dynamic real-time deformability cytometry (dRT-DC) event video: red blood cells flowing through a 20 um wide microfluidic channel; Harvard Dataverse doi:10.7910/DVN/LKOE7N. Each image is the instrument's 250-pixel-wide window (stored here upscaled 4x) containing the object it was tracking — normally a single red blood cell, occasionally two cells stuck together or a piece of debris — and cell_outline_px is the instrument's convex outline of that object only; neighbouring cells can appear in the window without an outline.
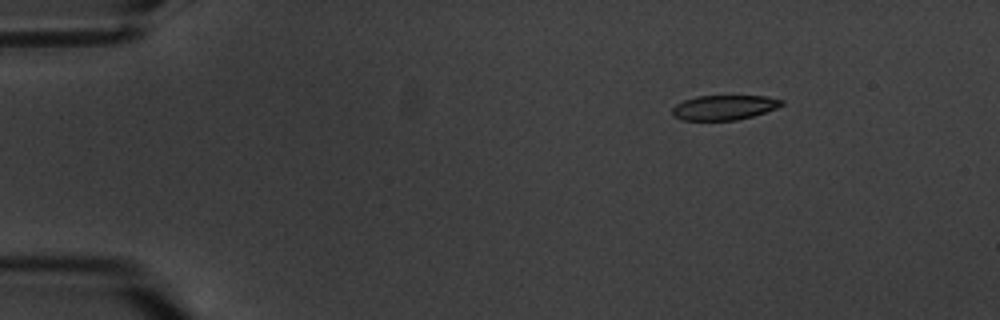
{"species": "common noctule bat (a hibernating species)", "species_latin": "Nyctalus noctula", "temperature_condition": "warm", "stored_images_in_passage": 5, "camera_frame_rate_fps": 3000, "um_per_image_px": 0.085, "animal": {"sex": "male", "body_mass_g": 20.1, "forearm_length_mm": 53.5}, "frame": {"image": 1, "passage_image": 1, "time_ms": 0.0, "image_size_px": [1000, 320], "cell_outline_px": [[784, 104], [776, 108], [752, 116], [736, 120], [684, 120], [672, 116], [672, 108], [676, 104], [684, 100], [696, 96], [768, 96], [784, 100]], "centroid_in_image_um": [61.54, 9.13], "position_along_channel_um": 23.5, "area_um2": 15.78}}
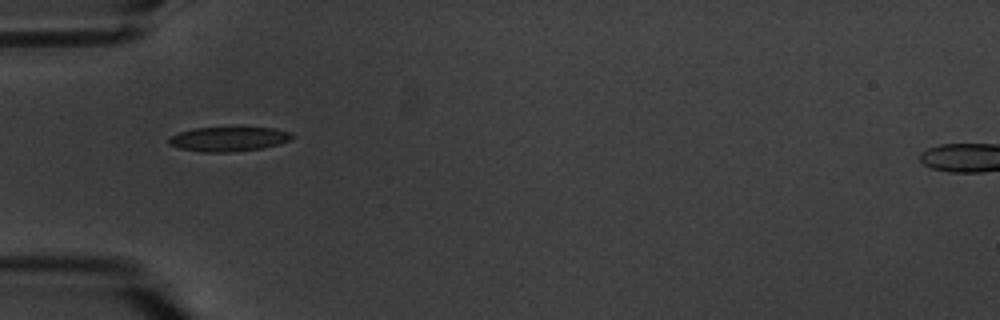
{"frame": {"image": 2, "passage_image": 4, "time_ms": 3.667, "image_size_px": [1000, 320], "cell_outline_px": [[292, 136], [288, 140], [280, 144], [264, 148], [232, 152], [200, 152], [180, 148], [168, 144], [168, 140], [172, 136], [180, 132], [196, 128], [276, 128], [292, 132]], "centroid_in_image_um": [19.45, 11.83], "position_along_channel_um": 65.6, "area_um2": 17.46}}